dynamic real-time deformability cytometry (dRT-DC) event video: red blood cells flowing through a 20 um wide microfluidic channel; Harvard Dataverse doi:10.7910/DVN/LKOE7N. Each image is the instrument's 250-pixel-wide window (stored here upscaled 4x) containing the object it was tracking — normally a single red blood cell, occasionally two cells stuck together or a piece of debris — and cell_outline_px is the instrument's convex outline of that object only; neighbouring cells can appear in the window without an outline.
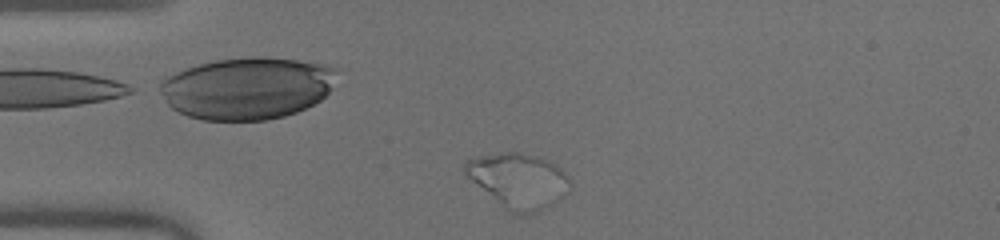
{"species": "human", "species_latin": "Homo sapiens", "temperature_condition": "warm", "stored_images_in_passage": 40, "camera_frame_rate_fps": 3000, "um_per_image_px": 0.085, "donor": {"sex": "male"}, "frame": {"image": 1, "passage_image": 1, "time_ms": 0.0, "image_size_px": [1000, 240], "cell_outline_px": [[572, 188], [564, 196], [540, 212], [524, 216], [520, 216], [508, 212], [472, 180], [464, 172], [464, 164], [468, 160], [476, 156], [504, 152], [520, 152], [536, 156], [560, 168], [564, 172]], "centroid_in_image_um": [44.08, 15.39], "position_along_channel_um": 40.9, "area_um2": 33.41}}
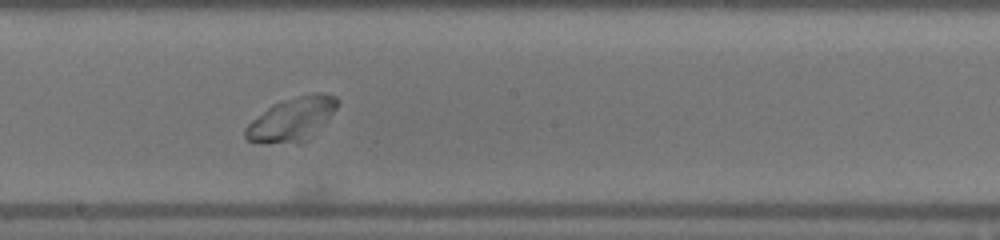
{"frame": {"image": 2, "passage_image": 17, "time_ms": 5.333, "image_size_px": [1000, 240], "cell_outline_px": [[340, 100], [336, 108], [300, 144], [248, 140], [244, 136], [244, 128], [252, 120], [272, 104], [300, 96], [316, 92], [336, 96]], "centroid_in_image_um": [24.78, 10.11], "position_along_channel_um": 223.4, "area_um2": 22.25}}
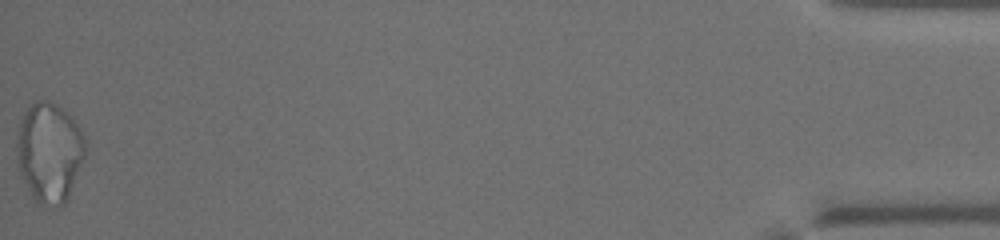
{"frame": {"image": 3, "passage_image": 40, "time_ms": 13.0, "image_size_px": [1000, 240], "cell_outline_px": [[88, 144], [84, 156], [68, 196], [64, 204], [60, 208], [44, 208], [32, 200], [20, 172], [16, 144], [20, 120], [28, 108], [36, 100], [44, 100], [60, 108], [80, 128]], "centroid_in_image_um": [4.19, 13.02], "position_along_channel_um": 431.0, "area_um2": 39.71}}